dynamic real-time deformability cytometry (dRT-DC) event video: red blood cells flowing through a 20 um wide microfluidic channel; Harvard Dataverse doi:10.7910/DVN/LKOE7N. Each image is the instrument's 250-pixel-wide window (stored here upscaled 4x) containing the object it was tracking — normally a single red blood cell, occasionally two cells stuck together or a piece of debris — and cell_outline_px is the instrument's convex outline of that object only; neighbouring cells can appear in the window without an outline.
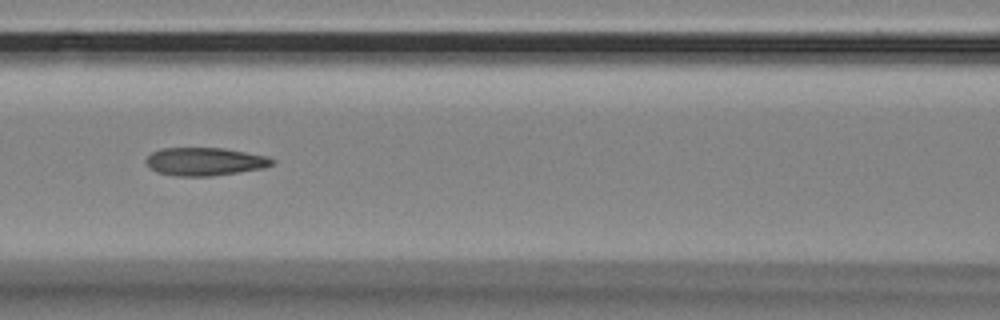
{"species": "Egyptian fruit bat (a non-hibernating species)", "species_latin": "Rousettus aegyptiacus", "temperature_condition": "room temperature", "stored_images_in_passage": 38, "camera_frame_rate_fps": 3000, "um_per_image_px": 0.085, "animal": {"sex": "female"}, "frame": {"image": 1, "passage_image": 11, "time_ms": 3.333, "image_size_px": [1000, 320], "cell_outline_px": [[276, 160], [272, 164], [264, 168], [212, 176], [176, 176], [156, 172], [144, 160], [152, 152], [160, 148], [224, 148], [268, 156]], "centroid_in_image_um": [17.42, 13.73], "position_along_channel_um": 149.2, "area_um2": 20.63}}
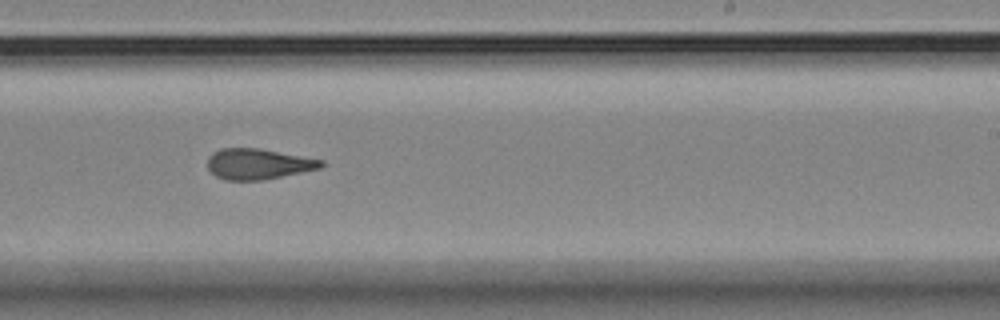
{"frame": {"image": 2, "passage_image": 21, "time_ms": 6.667, "image_size_px": [1000, 320], "cell_outline_px": [[324, 164], [320, 168], [264, 180], [224, 180], [216, 176], [208, 168], [208, 156], [212, 152], [220, 148], [260, 148], [324, 160]], "centroid_in_image_um": [21.93, 13.93], "position_along_channel_um": 267.1, "area_um2": 20.35}}
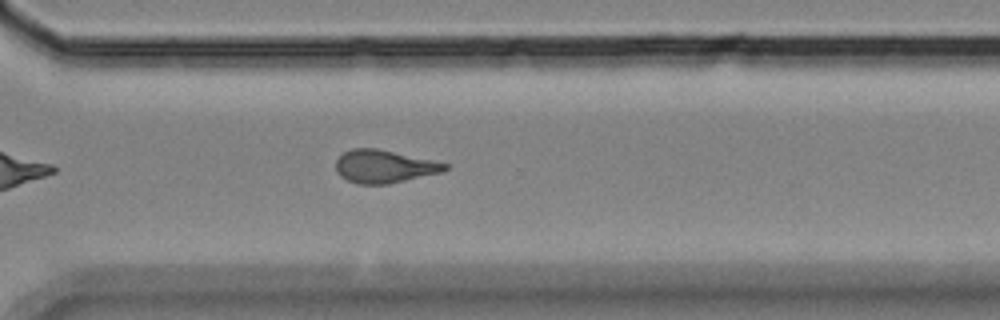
{"frame": {"image": 3, "passage_image": 27, "time_ms": 8.667, "image_size_px": [1000, 320], "cell_outline_px": [[448, 168], [440, 172], [388, 184], [360, 184], [348, 180], [340, 176], [336, 172], [336, 160], [344, 152], [352, 148], [376, 148], [432, 160], [448, 164]], "centroid_in_image_um": [32.61, 14.14], "position_along_channel_um": 338.0, "area_um2": 20.63}, "authors_computed_cell_mechanics": {"area_um2": 21.097, "velocity_mm_per_s": 3.5507, "shape_relaxation_time_tau1_ms": null, "shape_relaxation_time_tau2_ms": 2.657, "deformation_change_tau1": null, "deformation_change_tau2": 0.123}}